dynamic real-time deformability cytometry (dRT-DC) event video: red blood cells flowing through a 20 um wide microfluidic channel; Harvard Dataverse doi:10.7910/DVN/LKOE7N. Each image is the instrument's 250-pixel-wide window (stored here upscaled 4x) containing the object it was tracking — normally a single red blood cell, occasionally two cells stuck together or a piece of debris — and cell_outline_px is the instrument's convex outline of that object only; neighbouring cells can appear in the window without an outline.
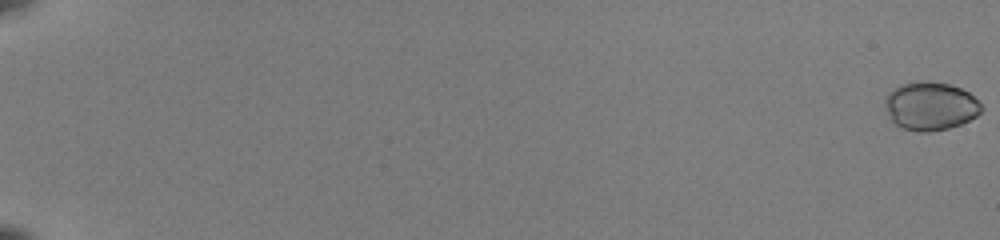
{"species": "common noctule bat (a hibernating species)", "species_latin": "Nyctalus noctula", "temperature_condition": "room temperature", "stored_images_in_passage": 55, "camera_frame_rate_fps": 3000, "um_per_image_px": 0.085, "animal": {"sex": "female", "body_mass_g": 22.0, "forearm_length_mm": 56.7}, "frame": {"image": 1, "passage_image": 1, "time_ms": 0.0, "image_size_px": [1000, 240], "cell_outline_px": [[984, 108], [976, 116], [960, 124], [948, 128], [932, 132], [920, 132], [904, 128], [896, 124], [892, 120], [884, 104], [888, 92], [900, 84], [912, 80], [928, 80], [948, 84], [960, 88], [968, 92]], "centroid_in_image_um": [79.07, 8.99], "position_along_channel_um": 5.9, "area_um2": 27.17}}
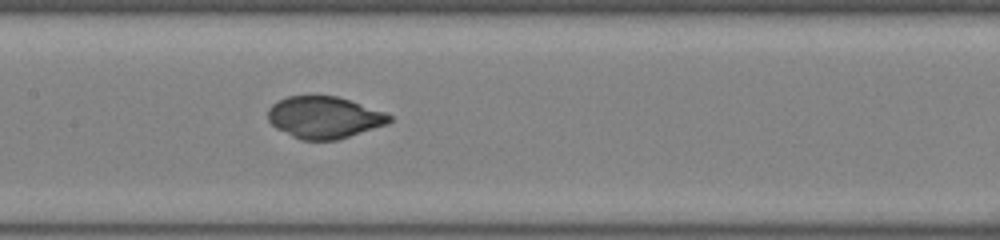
{"frame": {"image": 2, "passage_image": 31, "time_ms": 10.0, "image_size_px": [1000, 240], "cell_outline_px": [[392, 120], [388, 124], [336, 140], [300, 140], [276, 128], [268, 120], [268, 108], [272, 104], [288, 96], [336, 96], [384, 112], [392, 116]], "centroid_in_image_um": [27.54, 9.99], "position_along_channel_um": 179.9, "area_um2": 29.36}}
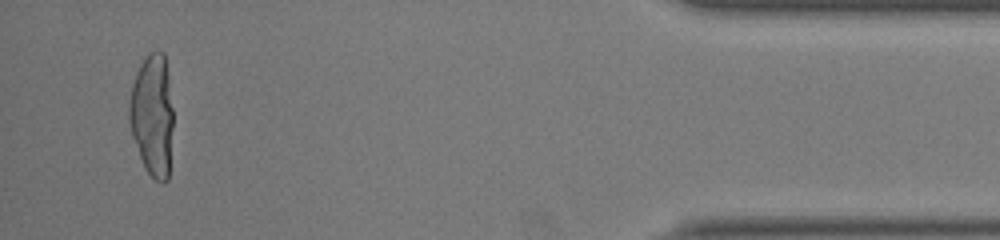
{"frame": {"image": 3, "passage_image": 53, "time_ms": 17.333, "image_size_px": [1000, 240], "cell_outline_px": [[172, 128], [168, 180], [164, 184], [156, 180], [144, 168], [132, 136], [128, 120], [128, 104], [132, 84], [136, 72], [140, 64], [148, 52], [156, 48], [164, 52], [168, 76], [172, 108]], "centroid_in_image_um": [12.93, 9.76], "position_along_channel_um": 422.3, "area_um2": 31.62}, "authors_computed_cell_mechanics": {"area_um2": 29.4202, "velocity_mm_per_s": 4.0266, "shape_relaxation_time_tau1_ms": 9.8088, "shape_relaxation_time_tau2_ms": null, "deformation_change_tau1": 0.2634, "deformation_change_tau2": null}}